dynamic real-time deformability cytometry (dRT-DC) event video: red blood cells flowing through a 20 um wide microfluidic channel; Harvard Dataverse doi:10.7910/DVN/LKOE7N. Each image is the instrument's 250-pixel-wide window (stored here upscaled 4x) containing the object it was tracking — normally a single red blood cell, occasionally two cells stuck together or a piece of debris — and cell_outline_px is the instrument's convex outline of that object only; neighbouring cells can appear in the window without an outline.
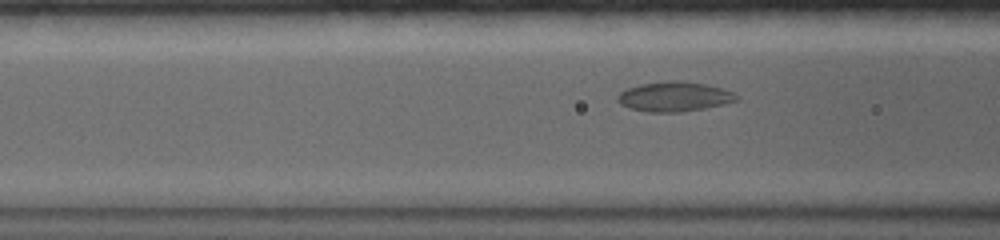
{"species": "common noctule bat (a hibernating species)", "species_latin": "Nyctalus noctula", "temperature_condition": "warm", "stored_images_in_passage": 37, "camera_frame_rate_fps": 5000, "um_per_image_px": 0.085, "animal": {"sex": "female", "body_mass_g": 19.0, "forearm_length_mm": 56.7}, "frame": {"image": 1, "passage_image": 9, "time_ms": 4.8, "image_size_px": [1000, 240], "cell_outline_px": [[736, 100], [724, 104], [704, 108], [680, 112], [648, 112], [628, 108], [620, 104], [616, 100], [616, 96], [620, 92], [628, 88], [640, 84], [668, 80], [680, 80], [704, 84], [720, 88], [732, 92], [736, 96]], "centroid_in_image_um": [57.24, 8.21], "position_along_channel_um": 109.4, "area_um2": 20.52}}
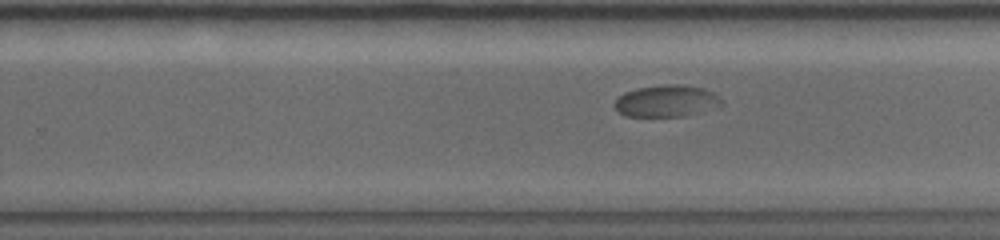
{"frame": {"image": 2, "passage_image": 23, "time_ms": 9.6, "image_size_px": [1000, 240], "cell_outline_px": [[724, 100], [720, 104], [684, 116], [628, 116], [620, 112], [612, 104], [624, 92], [636, 88], [664, 84], [680, 84], [704, 88], [720, 96]], "centroid_in_image_um": [56.62, 8.56], "position_along_channel_um": 273.2, "area_um2": 19.54}}
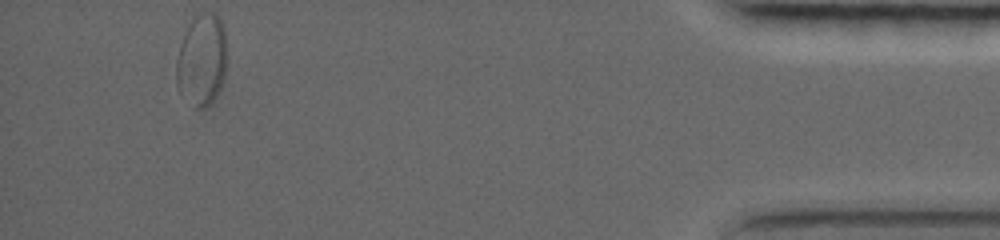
{"frame": {"image": 3, "passage_image": 37, "time_ms": 16.2, "image_size_px": [1000, 240], "cell_outline_px": [[228, 56], [224, 76], [220, 88], [216, 96], [208, 104], [200, 108], [196, 108], [176, 84], [176, 60], [180, 44], [188, 24], [200, 12], [212, 12], [224, 24]], "centroid_in_image_um": [17.18, 5.03], "position_along_channel_um": 418.0, "area_um2": 27.05}, "authors_computed_cell_mechanics": {"area_um2": 20.519, "velocity_mm_per_s": 3.4266, "shape_relaxation_time_tau1_ms": 9.7191, "shape_relaxation_time_tau2_ms": null, "deformation_change_tau1": 0.1572, "deformation_change_tau2": null}}